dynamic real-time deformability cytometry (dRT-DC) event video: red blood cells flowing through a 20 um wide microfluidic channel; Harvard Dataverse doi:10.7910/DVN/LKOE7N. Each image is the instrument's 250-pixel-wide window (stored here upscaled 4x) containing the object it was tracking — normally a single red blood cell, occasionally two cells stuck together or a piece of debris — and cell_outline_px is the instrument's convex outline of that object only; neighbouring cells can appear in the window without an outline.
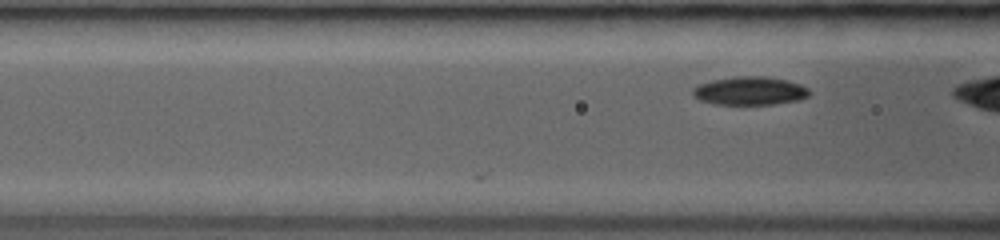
{"species": "common noctule bat (a hibernating species)", "species_latin": "Nyctalus noctula", "temperature_condition": "room temperature", "stored_images_in_passage": 3, "camera_frame_rate_fps": 3000, "um_per_image_px": 0.085, "animal": {"sex": "female", "body_mass_g": 19.0, "forearm_length_mm": 53.3}, "frame": {"image": 1, "passage_image": 3, "time_ms": 1.0, "image_size_px": [1000, 240], "cell_outline_px": [[808, 96], [800, 100], [772, 104], [712, 104], [700, 100], [692, 96], [692, 88], [696, 84], [712, 80], [732, 76], [764, 76], [788, 80], [800, 84], [808, 88]], "centroid_in_image_um": [63.68, 7.71], "position_along_channel_um": 102.9, "area_um2": 19.48}}